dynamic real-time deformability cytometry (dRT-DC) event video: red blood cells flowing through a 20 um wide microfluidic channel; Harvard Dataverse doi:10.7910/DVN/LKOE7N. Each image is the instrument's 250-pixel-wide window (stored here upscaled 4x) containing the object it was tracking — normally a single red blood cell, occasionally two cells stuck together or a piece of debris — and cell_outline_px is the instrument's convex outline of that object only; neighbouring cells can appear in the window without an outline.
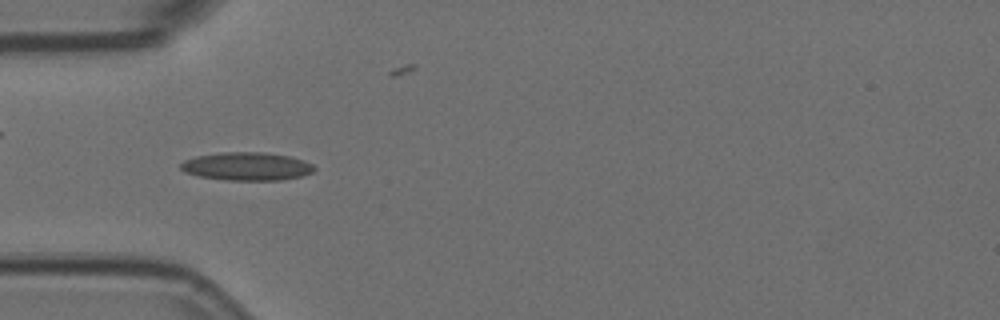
{"species": "Egyptian fruit bat (a non-hibernating species)", "species_latin": "Rousettus aegyptiacus", "temperature_condition": "room temperature", "stored_images_in_passage": 48, "camera_frame_rate_fps": 3000, "um_per_image_px": 0.085, "animal": {"sex": "female"}, "frame": {"image": 1, "passage_image": 11, "time_ms": 3.333, "image_size_px": [1000, 320], "cell_outline_px": [[316, 168], [312, 172], [300, 176], [280, 180], [224, 180], [200, 176], [184, 172], [180, 168], [180, 164], [184, 160], [196, 156], [220, 152], [264, 152], [288, 156], [312, 164]], "centroid_in_image_um": [20.93, 14.14], "position_along_channel_um": 64.1, "area_um2": 21.79}}
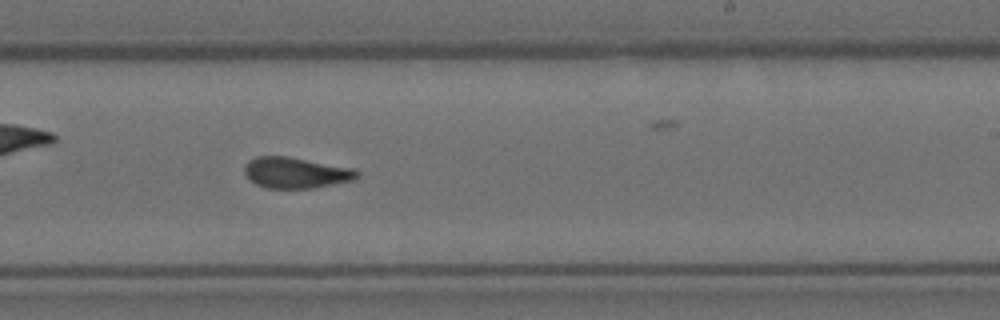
{"frame": {"image": 2, "passage_image": 27, "time_ms": 8.667, "image_size_px": [1000, 320], "cell_outline_px": [[360, 176], [356, 180], [312, 188], [268, 188], [256, 184], [244, 172], [244, 164], [248, 160], [256, 156], [288, 156], [352, 168], [360, 172]], "centroid_in_image_um": [25.17, 14.67], "position_along_channel_um": 263.8, "area_um2": 20.35}}
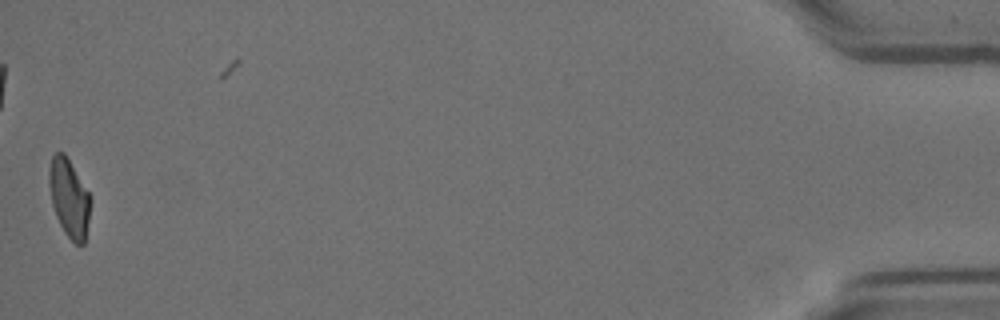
{"frame": {"image": 3, "passage_image": 48, "time_ms": 15.667, "image_size_px": [1000, 320], "cell_outline_px": [[92, 200], [84, 244], [76, 244], [64, 232], [56, 216], [52, 204], [48, 184], [48, 172], [52, 156], [56, 152], [64, 152], [88, 192]], "centroid_in_image_um": [5.87, 16.83], "position_along_channel_um": 429.3, "area_um2": 18.73}, "authors_computed_cell_mechanics": {"area_um2": 20.2011, "velocity_mm_per_s": 3.7527, "shape_relaxation_time_tau1_ms": null, "shape_relaxation_time_tau2_ms": 1.845, "deformation_change_tau1": null, "deformation_change_tau2": 0.0773}}